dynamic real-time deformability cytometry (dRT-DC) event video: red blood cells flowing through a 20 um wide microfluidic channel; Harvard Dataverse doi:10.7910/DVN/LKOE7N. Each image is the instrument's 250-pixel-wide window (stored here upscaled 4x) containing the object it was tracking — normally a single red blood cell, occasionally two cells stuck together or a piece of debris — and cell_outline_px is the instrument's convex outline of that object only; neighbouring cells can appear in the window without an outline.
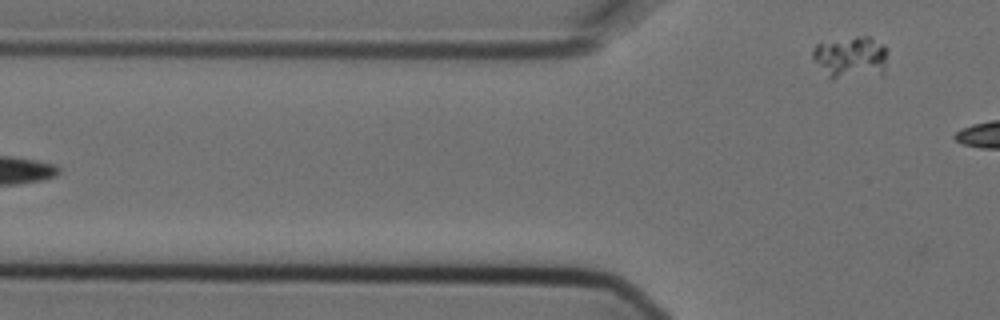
{"species": "Egyptian fruit bat (a non-hibernating species)", "species_latin": "Rousettus aegyptiacus", "temperature_condition": "cold", "stored_images_in_passage": 5, "camera_frame_rate_fps": 3000, "um_per_image_px": 0.085, "animal": {"sex": "female"}, "frame": {"image": 1, "passage_image": 5, "time_ms": 1.333, "image_size_px": [1000, 320], "cell_outline_px": [[888, 52], [884, 72], [832, 80], [828, 80], [812, 56], [812, 52], [816, 44], [856, 36], [868, 36], [884, 44], [888, 48]], "centroid_in_image_um": [72.31, 4.87], "position_along_channel_um": 53.5, "area_um2": 18.5}}